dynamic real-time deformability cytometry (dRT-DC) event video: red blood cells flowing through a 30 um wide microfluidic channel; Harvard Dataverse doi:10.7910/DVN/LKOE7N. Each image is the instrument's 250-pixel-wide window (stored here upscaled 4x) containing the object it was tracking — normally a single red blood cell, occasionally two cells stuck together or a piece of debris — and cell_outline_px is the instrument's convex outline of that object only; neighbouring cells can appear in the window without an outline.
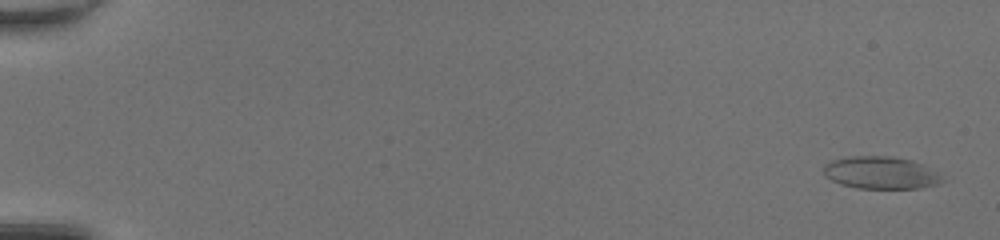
{"species": "common noctule bat (a hibernating species)", "species_latin": "Nyctalus noctula", "temperature_condition": "room temperature", "stored_images_in_passage": 51, "camera_frame_rate_fps": 3000, "um_per_image_px": 0.085, "animal": {"sex": "female", "body_mass_g": 20.0, "forearm_length_mm": 54.0}, "frame": {"image": 1, "passage_image": 3, "time_ms": 0.667, "image_size_px": [1000, 240], "cell_outline_px": [[944, 180], [936, 184], [920, 188], [856, 188], [840, 184], [824, 176], [824, 164], [832, 160], [848, 156], [892, 156], [912, 160], [920, 164], [940, 176]], "centroid_in_image_um": [74.79, 14.68], "position_along_channel_um": 10.2, "area_um2": 22.14}}
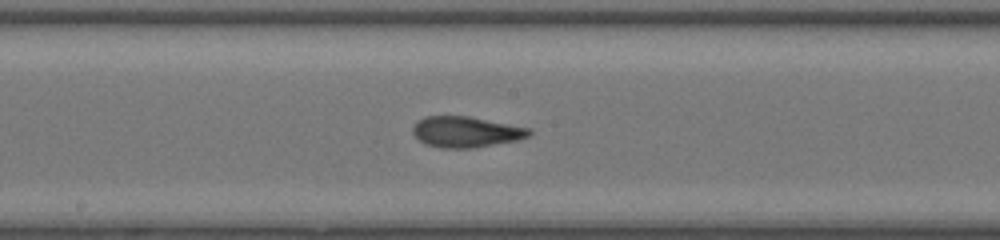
{"frame": {"image": 2, "passage_image": 30, "time_ms": 9.667, "image_size_px": [1000, 240], "cell_outline_px": [[532, 132], [528, 136], [516, 140], [472, 148], [440, 148], [424, 144], [412, 132], [412, 128], [416, 120], [424, 116], [468, 116], [532, 128]], "centroid_in_image_um": [39.58, 11.2], "position_along_channel_um": 208.6, "area_um2": 20.98}}
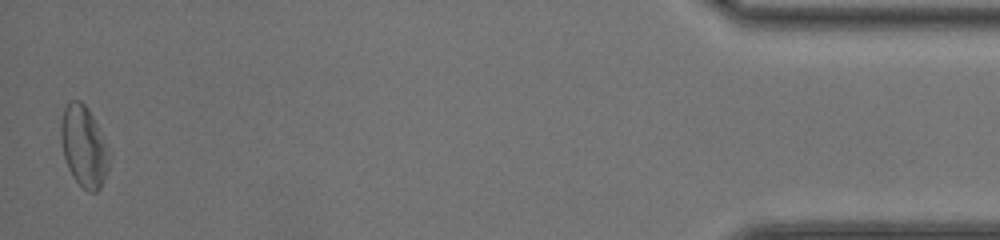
{"frame": {"image": 3, "passage_image": 51, "time_ms": 16.667, "image_size_px": [1000, 240], "cell_outline_px": [[108, 168], [104, 180], [100, 188], [96, 192], [88, 192], [72, 176], [68, 168], [64, 156], [60, 140], [60, 120], [64, 108], [68, 100], [80, 100], [88, 108], [96, 124], [108, 160]], "centroid_in_image_um": [7.05, 12.43], "position_along_channel_um": 428.2, "area_um2": 22.14}, "authors_computed_cell_mechanics": {"area_um2": 21.5016, "velocity_mm_per_s": 4.2704, "shape_relaxation_time_tau1_ms": 6.0053, "shape_relaxation_time_tau2_ms": 1.7839, "deformation_change_tau1": 0.1725, "deformation_change_tau2": 0.0925}}